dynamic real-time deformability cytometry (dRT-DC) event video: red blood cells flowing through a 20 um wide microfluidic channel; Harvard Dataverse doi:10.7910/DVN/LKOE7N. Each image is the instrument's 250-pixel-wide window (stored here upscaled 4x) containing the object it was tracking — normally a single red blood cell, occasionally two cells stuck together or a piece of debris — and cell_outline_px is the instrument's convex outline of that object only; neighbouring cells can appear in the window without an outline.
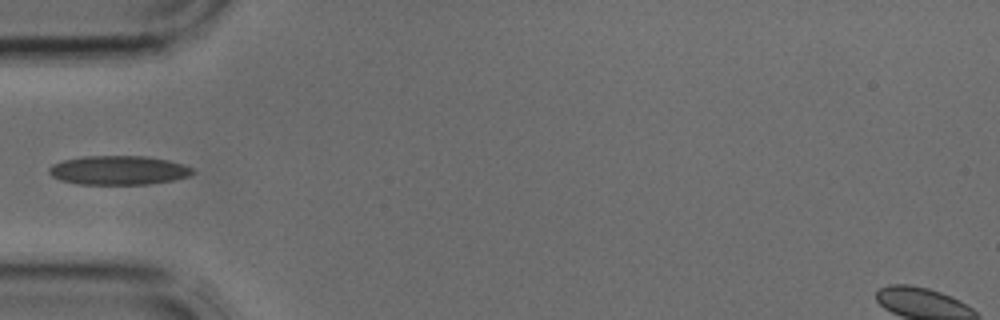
{"species": "common noctule bat (a hibernating species)", "species_latin": "Nyctalus noctula", "temperature_condition": "cold", "stored_images_in_passage": 1, "camera_frame_rate_fps": 3000, "um_per_image_px": 0.085, "animal": {"sex": "male", "body_mass_g": 17.9, "forearm_length_mm": 54.2}, "frame": {"image": 1, "passage_image": 1, "time_ms": 0.0, "image_size_px": [1000, 320], "cell_outline_px": [[196, 172], [188, 176], [172, 180], [148, 184], [80, 184], [60, 180], [52, 176], [48, 172], [48, 168], [52, 164], [64, 160], [84, 156], [144, 156], [168, 160], [184, 164], [192, 168]], "centroid_in_image_um": [10.07, 14.47], "position_along_channel_um": 74.9, "area_um2": 24.28}}